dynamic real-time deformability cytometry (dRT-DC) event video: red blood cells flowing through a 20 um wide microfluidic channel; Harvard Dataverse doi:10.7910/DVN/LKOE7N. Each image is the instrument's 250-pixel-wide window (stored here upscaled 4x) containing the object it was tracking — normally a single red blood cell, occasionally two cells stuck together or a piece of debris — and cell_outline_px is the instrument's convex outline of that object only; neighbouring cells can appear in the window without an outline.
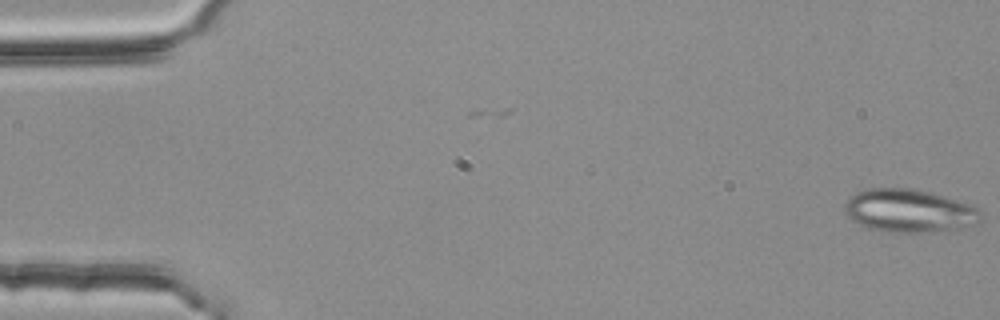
{"species": "common noctule bat (a hibernating species)", "species_latin": "Nyctalus noctula", "temperature_condition": "room temperature", "stored_images_in_passage": 2, "camera_frame_rate_fps": 3000, "um_per_image_px": 0.085, "animal": {"sex": "female", "body_mass_g": 25.1}, "frame": {"image": 1, "passage_image": 2, "time_ms": 0.333, "image_size_px": [1000, 320], "cell_outline_px": [[980, 220], [976, 224], [936, 232], [888, 232], [868, 228], [852, 220], [844, 212], [844, 204], [856, 192], [864, 188], [916, 188], [932, 192], [980, 208]], "centroid_in_image_um": [77.26, 17.9], "position_along_channel_um": 7.7, "area_um2": 34.28}}